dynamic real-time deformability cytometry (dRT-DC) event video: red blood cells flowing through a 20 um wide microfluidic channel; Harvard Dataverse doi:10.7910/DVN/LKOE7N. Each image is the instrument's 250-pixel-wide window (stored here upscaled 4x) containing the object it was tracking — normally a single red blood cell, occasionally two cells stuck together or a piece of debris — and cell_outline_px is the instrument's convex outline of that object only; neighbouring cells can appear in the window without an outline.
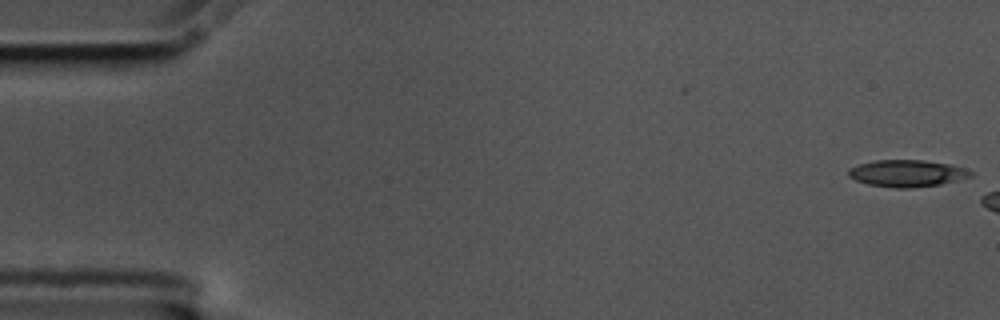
{"species": "common noctule bat (a hibernating species)", "species_latin": "Nyctalus noctula", "temperature_condition": "cold", "stored_images_in_passage": 3, "camera_frame_rate_fps": 3000, "um_per_image_px": 0.085, "animal": {"sex": "male", "body_mass_g": 17.5, "forearm_length_mm": 52.3}, "frame": {"image": 1, "passage_image": 1, "time_ms": 0.0, "image_size_px": [1000, 320], "cell_outline_px": [[972, 176], [940, 184], [912, 188], [896, 188], [868, 184], [856, 180], [848, 176], [848, 168], [860, 164], [876, 160], [924, 160], [948, 164], [964, 168], [972, 172]], "centroid_in_image_um": [77.07, 14.73], "position_along_channel_um": 7.9, "area_um2": 18.96}}